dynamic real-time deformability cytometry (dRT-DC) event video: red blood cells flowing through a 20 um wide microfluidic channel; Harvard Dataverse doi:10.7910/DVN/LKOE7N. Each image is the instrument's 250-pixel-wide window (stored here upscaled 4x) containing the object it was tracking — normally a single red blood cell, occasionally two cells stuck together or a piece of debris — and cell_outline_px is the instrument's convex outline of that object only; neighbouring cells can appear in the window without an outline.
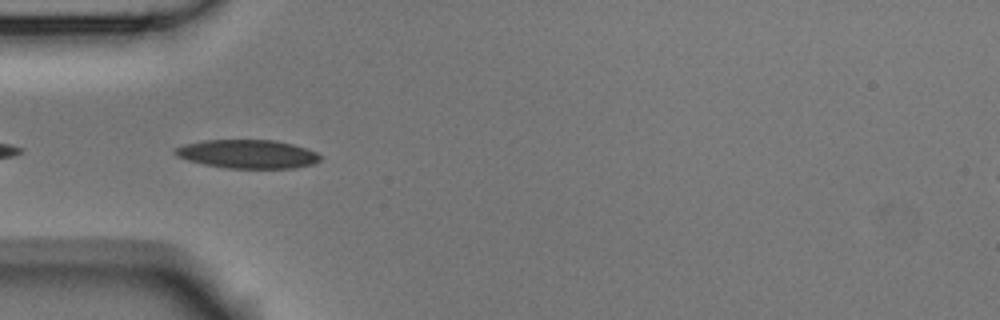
{"species": "Egyptian fruit bat (a non-hibernating species)", "species_latin": "Rousettus aegyptiacus", "temperature_condition": "room temperature", "stored_images_in_passage": 8, "camera_frame_rate_fps": 3000, "um_per_image_px": 0.085, "animal": {"sex": "male"}, "frame": {"image": 1, "passage_image": 4, "time_ms": 1.0, "image_size_px": [1000, 320], "cell_outline_px": [[320, 160], [312, 164], [292, 168], [228, 168], [204, 164], [188, 160], [176, 156], [172, 152], [172, 148], [184, 144], [204, 140], [272, 140], [292, 144], [308, 148], [316, 152], [320, 156]], "centroid_in_image_um": [21.0, 13.08], "position_along_channel_um": 64.0, "area_um2": 24.22}}
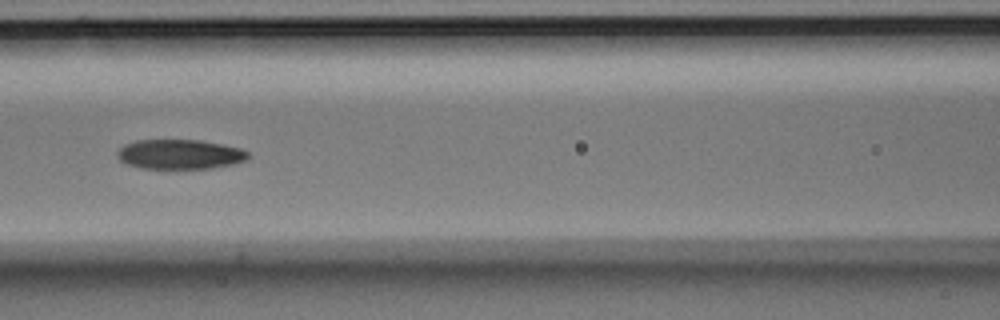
{"frame": {"image": 2, "passage_image": 6, "time_ms": 1.667, "image_size_px": [1000, 320], "cell_outline_px": [[248, 160], [232, 164], [212, 168], [144, 168], [128, 164], [120, 160], [116, 152], [124, 144], [136, 140], [200, 140], [240, 148], [248, 152]], "centroid_in_image_um": [15.28, 13.11], "position_along_channel_um": 151.3, "area_um2": 22.43}}
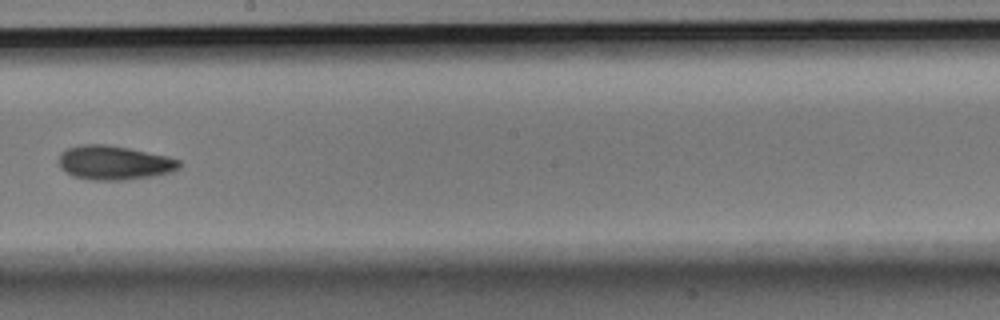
{"frame": {"image": 3, "passage_image": 8, "time_ms": 2.333, "image_size_px": [1000, 320], "cell_outline_px": [[180, 168], [172, 172], [152, 176], [120, 180], [92, 180], [72, 176], [60, 168], [60, 152], [68, 148], [80, 144], [108, 144], [168, 156], [180, 160]], "centroid_in_image_um": [9.7, 13.82], "position_along_channel_um": 238.5, "area_um2": 23.99}}